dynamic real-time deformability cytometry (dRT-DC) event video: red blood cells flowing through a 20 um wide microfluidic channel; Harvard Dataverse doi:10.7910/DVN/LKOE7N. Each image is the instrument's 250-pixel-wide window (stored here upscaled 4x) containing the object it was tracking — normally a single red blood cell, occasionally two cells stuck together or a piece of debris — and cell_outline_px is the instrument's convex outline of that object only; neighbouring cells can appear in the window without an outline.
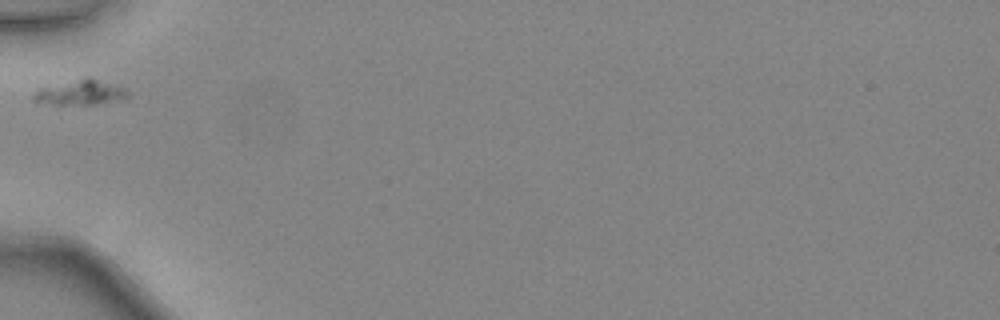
{"species": "common noctule bat (a hibernating species)", "species_latin": "Nyctalus noctula", "temperature_condition": "warm", "stored_images_in_passage": 24, "segment_of_instrument_passage": [1, 2], "camera_frame_rate_fps": 3000, "um_per_image_px": 0.085, "animal": {"sex": "female", "body_mass_g": 24.6, "forearm_length_mm": 56.2}, "frame": {"image": 1, "passage_image": 1, "time_ms": 0.0, "image_size_px": [1000, 320], "cell_outline_px": [[128, 96], [124, 100], [96, 104], [52, 104], [36, 100], [32, 96], [40, 88], [88, 76], [124, 88], [128, 92]], "centroid_in_image_um": [6.91, 7.86], "position_along_channel_um": 78.1, "area_um2": 13.47}}